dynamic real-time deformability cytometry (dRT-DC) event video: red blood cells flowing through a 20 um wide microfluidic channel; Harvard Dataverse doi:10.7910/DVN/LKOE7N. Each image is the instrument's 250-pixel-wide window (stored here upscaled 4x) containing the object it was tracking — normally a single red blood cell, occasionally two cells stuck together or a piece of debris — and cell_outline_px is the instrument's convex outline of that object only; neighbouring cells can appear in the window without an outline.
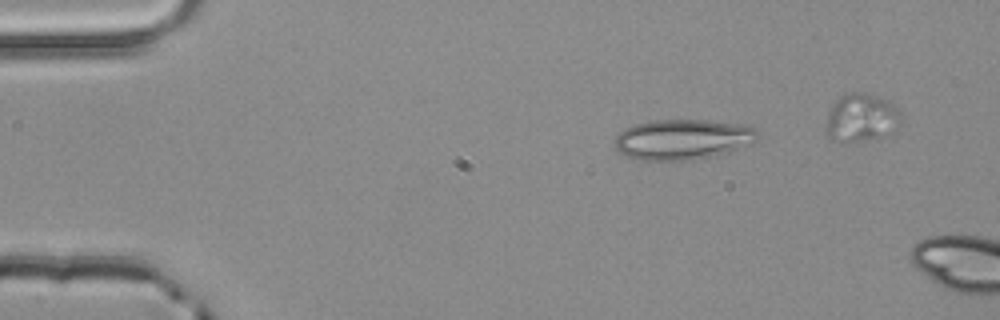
{"species": "common noctule bat (a hibernating species)", "species_latin": "Nyctalus noctula", "temperature_condition": "room temperature", "stored_images_in_passage": 2, "camera_frame_rate_fps": 3000, "um_per_image_px": 0.085, "animal": {"sex": "male", "body_mass_g": 20.4}, "frame": {"image": 1, "passage_image": 1, "time_ms": 0.0, "image_size_px": [1000, 320], "cell_outline_px": [[760, 140], [752, 144], [712, 156], [688, 160], [640, 160], [628, 156], [620, 152], [616, 148], [616, 136], [624, 128], [632, 124], [648, 120], [708, 120], [740, 124], [752, 128], [756, 132]], "centroid_in_image_um": [58.01, 11.83], "position_along_channel_um": 27.0, "area_um2": 33.52}}